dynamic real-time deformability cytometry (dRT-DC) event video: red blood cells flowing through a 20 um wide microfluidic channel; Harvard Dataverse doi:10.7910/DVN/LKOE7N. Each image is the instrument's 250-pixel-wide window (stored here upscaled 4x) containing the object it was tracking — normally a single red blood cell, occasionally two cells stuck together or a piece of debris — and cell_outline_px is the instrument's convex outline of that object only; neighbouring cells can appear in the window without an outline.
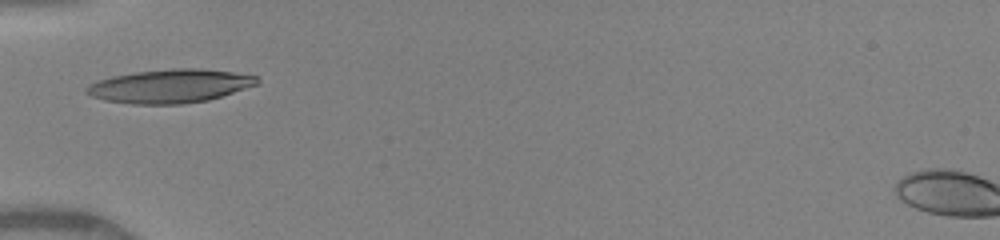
{"species": "human", "species_latin": "Homo sapiens", "temperature_condition": "warm", "stored_images_in_passage": 33, "camera_frame_rate_fps": 3000, "um_per_image_px": 0.085, "donor": {"sex": "female"}, "frame": {"image": 1, "passage_image": 1, "time_ms": 0.0, "image_size_px": [1000, 240], "cell_outline_px": [[260, 84], [208, 100], [184, 104], [132, 104], [104, 100], [92, 96], [84, 92], [84, 88], [88, 84], [96, 80], [112, 76], [136, 72], [172, 68], [200, 68], [232, 72], [256, 76], [260, 80]], "centroid_in_image_um": [14.43, 7.31], "position_along_channel_um": 70.6, "area_um2": 33.58}}
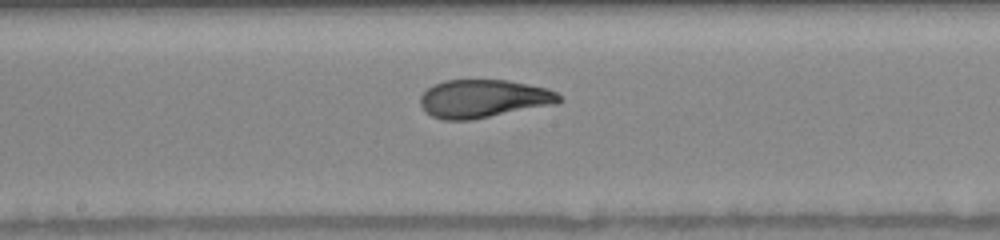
{"frame": {"image": 2, "passage_image": 11, "time_ms": 3.333, "image_size_px": [1000, 240], "cell_outline_px": [[564, 100], [556, 104], [472, 120], [444, 120], [432, 116], [424, 112], [420, 104], [420, 96], [428, 88], [444, 80], [508, 80], [548, 88], [556, 92]], "centroid_in_image_um": [41.1, 8.39], "position_along_channel_um": 207.1, "area_um2": 31.04}}
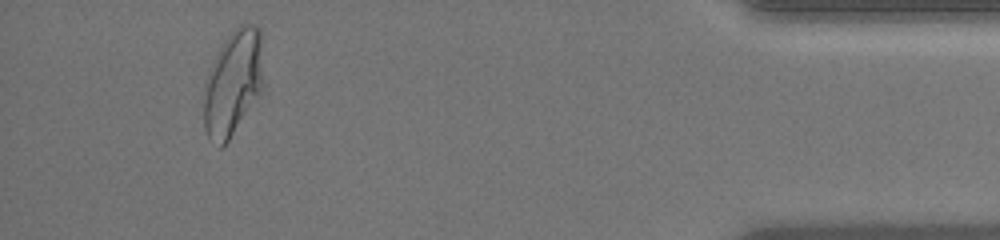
{"frame": {"image": 3, "passage_image": 30, "time_ms": 9.667, "image_size_px": [1000, 240], "cell_outline_px": [[260, 96], [228, 140], [220, 148], [208, 136], [204, 128], [204, 80], [216, 52], [224, 40], [240, 24], [256, 24], [260, 28]], "centroid_in_image_um": [19.75, 7.05], "position_along_channel_um": 415.4, "area_um2": 36.13}, "authors_computed_cell_mechanics": {"area_um2": 31.212, "velocity_mm_per_s": 4.1157, "shape_relaxation_time_tau1_ms": 4.8411, "shape_relaxation_time_tau2_ms": 0.9755, "deformation_change_tau1": 0.2181, "deformation_change_tau2": 0.0629}}